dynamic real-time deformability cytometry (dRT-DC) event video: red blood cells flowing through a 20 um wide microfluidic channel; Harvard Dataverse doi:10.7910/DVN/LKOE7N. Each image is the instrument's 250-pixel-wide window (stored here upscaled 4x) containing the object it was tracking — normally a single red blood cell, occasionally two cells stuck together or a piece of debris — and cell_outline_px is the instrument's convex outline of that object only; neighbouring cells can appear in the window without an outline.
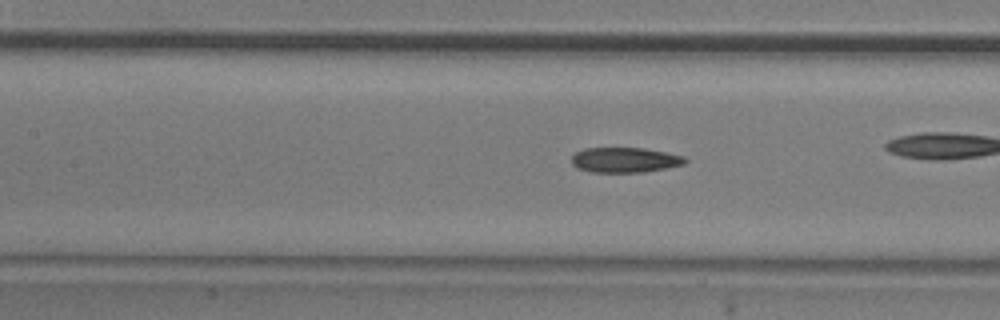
{"species": "common noctule bat (a hibernating species)", "species_latin": "Nyctalus noctula", "temperature_condition": "room temperature", "stored_images_in_passage": 31, "camera_frame_rate_fps": 3000, "um_per_image_px": 0.085, "animal": {"sex": "male", "body_mass_g": 20.5, "forearm_length_mm": 52.5}, "frame": {"image": 1, "passage_image": 11, "time_ms": 3.333, "image_size_px": [1000, 320], "cell_outline_px": [[688, 160], [684, 164], [644, 172], [592, 172], [576, 168], [572, 164], [572, 156], [576, 152], [584, 148], [644, 148], [684, 156]], "centroid_in_image_um": [53.09, 13.59], "position_along_channel_um": 154.3, "area_um2": 16.53}}